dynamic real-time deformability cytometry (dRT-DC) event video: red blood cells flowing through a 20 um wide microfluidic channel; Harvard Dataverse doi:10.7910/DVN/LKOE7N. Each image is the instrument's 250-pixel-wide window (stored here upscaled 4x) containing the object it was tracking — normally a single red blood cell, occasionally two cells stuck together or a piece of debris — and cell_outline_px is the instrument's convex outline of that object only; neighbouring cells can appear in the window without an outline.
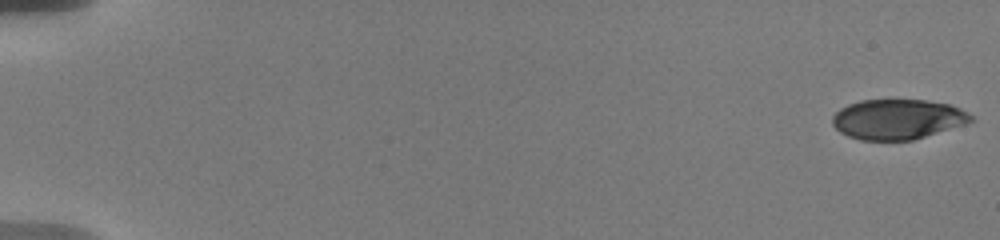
{"species": "human", "species_latin": "Homo sapiens", "temperature_condition": "warm", "stored_images_in_passage": 70, "camera_frame_rate_fps": 3000, "um_per_image_px": 0.085, "donor": {"sex": "male"}, "frame": {"image": 1, "passage_image": 1, "time_ms": 0.0, "image_size_px": [1000, 240], "cell_outline_px": [[972, 120], [964, 124], [912, 140], [860, 140], [848, 136], [840, 132], [832, 124], [832, 116], [840, 108], [848, 104], [860, 100], [924, 100], [948, 104], [960, 108], [968, 112], [972, 116]], "centroid_in_image_um": [76.25, 10.13], "position_along_channel_um": 8.7, "area_um2": 32.14}}
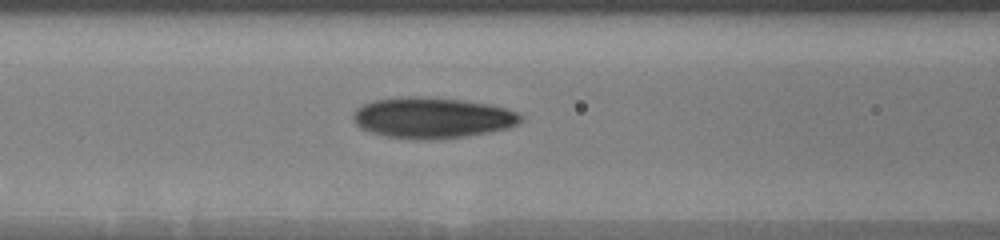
{"frame": {"image": 2, "passage_image": 34, "time_ms": 8.333, "image_size_px": [1000, 240], "cell_outline_px": [[524, 116], [516, 124], [508, 128], [468, 136], [436, 140], [412, 140], [384, 136], [368, 132], [360, 128], [356, 124], [352, 116], [352, 112], [356, 108], [372, 100], [400, 96], [420, 96], [464, 100], [488, 104], [508, 108]], "centroid_in_image_um": [36.69, 10.02], "position_along_channel_um": 129.9, "area_um2": 40.58}}
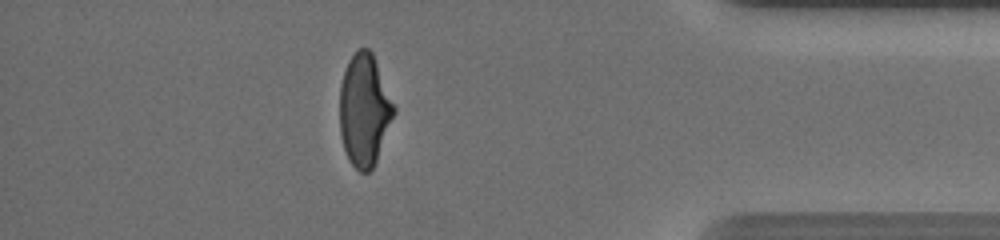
{"frame": {"image": 3, "passage_image": 67, "time_ms": 16.667, "image_size_px": [1000, 240], "cell_outline_px": [[396, 112], [376, 160], [372, 168], [368, 172], [360, 172], [352, 164], [344, 148], [340, 132], [340, 84], [348, 60], [360, 48], [368, 48], [372, 52], [396, 108]], "centroid_in_image_um": [30.97, 9.34], "position_along_channel_um": 404.2, "area_um2": 35.08}}